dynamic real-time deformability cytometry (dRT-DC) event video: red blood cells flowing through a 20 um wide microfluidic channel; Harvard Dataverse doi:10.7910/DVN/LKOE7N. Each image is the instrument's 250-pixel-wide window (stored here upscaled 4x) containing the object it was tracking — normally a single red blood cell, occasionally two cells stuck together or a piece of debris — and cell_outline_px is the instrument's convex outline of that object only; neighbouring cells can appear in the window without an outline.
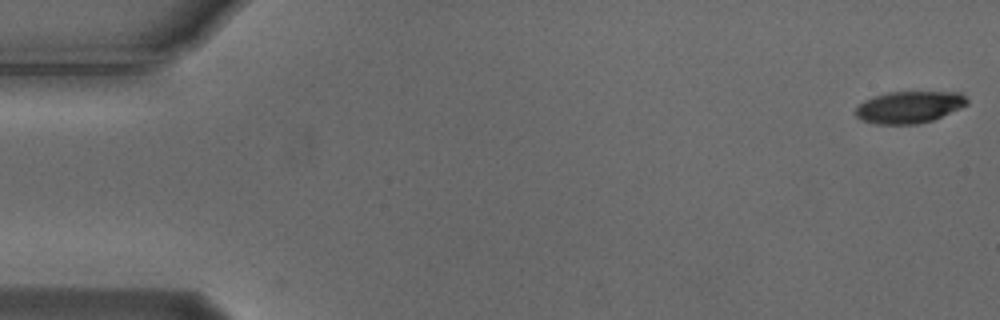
{"species": "Egyptian fruit bat (a non-hibernating species)", "species_latin": "Rousettus aegyptiacus", "temperature_condition": "cold", "stored_images_in_passage": 17, "camera_frame_rate_fps": 3000, "um_per_image_px": 0.085, "animal": {"sex": "male"}, "frame": {"image": 1, "passage_image": 1, "time_ms": 0.0, "image_size_px": [1000, 320], "cell_outline_px": [[968, 104], [932, 120], [916, 124], [876, 124], [864, 120], [856, 116], [856, 108], [864, 100], [888, 92], [960, 92], [968, 100]], "centroid_in_image_um": [77.28, 9.1], "position_along_channel_um": 7.7, "area_um2": 20.4}}
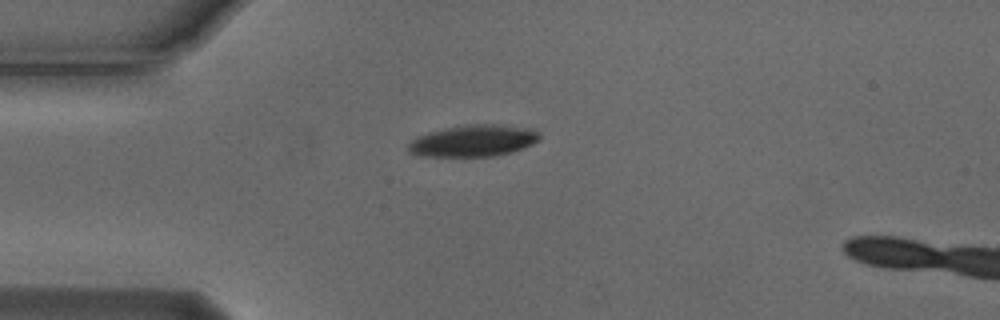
{"frame": {"image": 2, "passage_image": 14, "time_ms": 4.333, "image_size_px": [1000, 320], "cell_outline_px": [[540, 140], [532, 144], [508, 152], [492, 156], [424, 156], [408, 152], [408, 144], [416, 136], [428, 132], [444, 128], [472, 124], [496, 124], [532, 128], [540, 132]], "centroid_in_image_um": [40.23, 11.95], "position_along_channel_um": 44.8, "area_um2": 24.1}}